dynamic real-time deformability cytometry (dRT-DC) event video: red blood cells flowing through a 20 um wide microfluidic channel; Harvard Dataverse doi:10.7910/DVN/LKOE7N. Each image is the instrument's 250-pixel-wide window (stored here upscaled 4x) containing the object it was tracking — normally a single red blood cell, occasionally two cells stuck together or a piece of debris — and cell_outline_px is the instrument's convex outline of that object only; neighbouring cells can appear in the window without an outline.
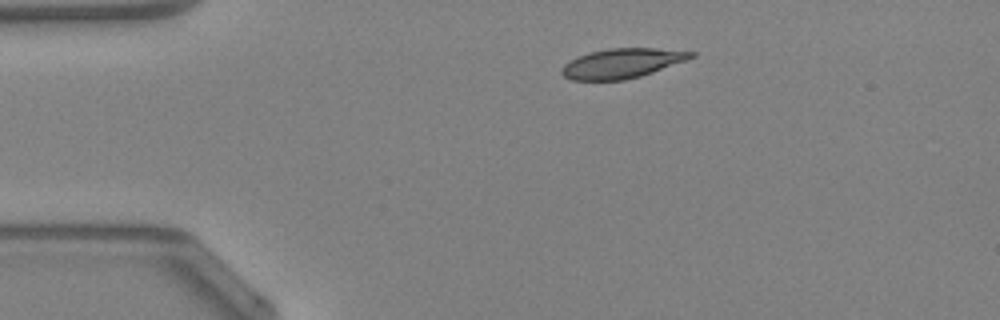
{"species": "Egyptian fruit bat (a non-hibernating species)", "species_latin": "Rousettus aegyptiacus", "temperature_condition": "warm", "stored_images_in_passage": 39, "camera_frame_rate_fps": 3000, "um_per_image_px": 0.085, "animal": {"sex": "female"}, "frame": {"image": 1, "passage_image": 1, "time_ms": 0.0, "image_size_px": [1000, 320], "cell_outline_px": [[696, 56], [652, 72], [640, 76], [624, 80], [572, 80], [564, 76], [560, 72], [560, 68], [564, 64], [588, 52], [608, 48], [656, 48], [696, 52]], "centroid_in_image_um": [52.85, 5.38], "position_along_channel_um": 32.2, "area_um2": 22.2}}
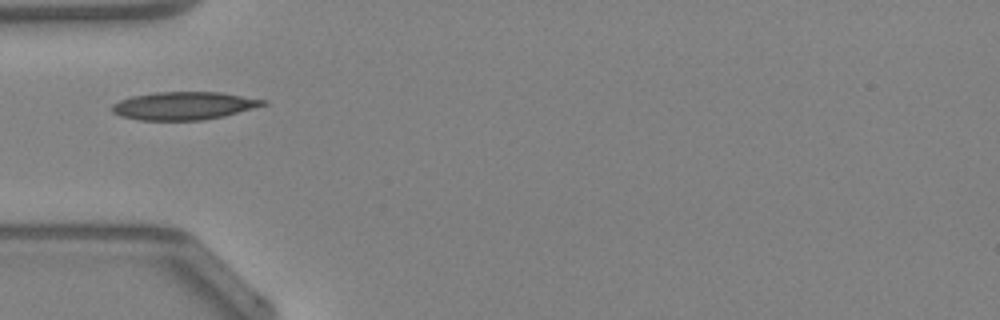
{"frame": {"image": 2, "passage_image": 7, "time_ms": 2.0, "image_size_px": [1000, 320], "cell_outline_px": [[268, 104], [224, 116], [204, 120], [140, 120], [120, 116], [112, 112], [112, 104], [120, 100], [132, 96], [156, 92], [220, 92], [268, 100]], "centroid_in_image_um": [15.64, 8.99], "position_along_channel_um": 69.4, "area_um2": 24.62}}
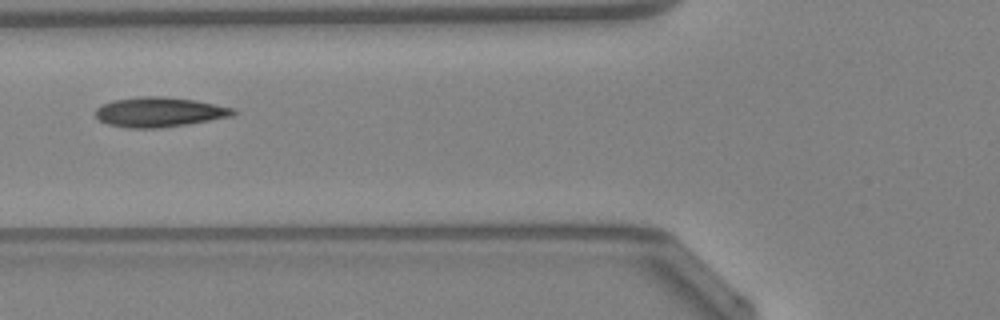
{"frame": {"image": 3, "passage_image": 10, "time_ms": 3.0, "image_size_px": [1000, 320], "cell_outline_px": [[240, 112], [232, 116], [188, 124], [160, 128], [128, 128], [108, 124], [100, 120], [96, 116], [96, 108], [112, 100], [136, 96], [164, 96], [196, 100], [236, 108]], "centroid_in_image_um": [13.59, 9.51], "position_along_channel_um": 112.2, "area_um2": 24.16}, "authors_computed_cell_mechanics": {"area_um2": 22.5998, "velocity_mm_per_s": 4.2733, "shape_relaxation_time_tau1_ms": 4.113, "shape_relaxation_time_tau2_ms": 1.8156, "deformation_change_tau1": 0.1462, "deformation_change_tau2": 0.0609}}